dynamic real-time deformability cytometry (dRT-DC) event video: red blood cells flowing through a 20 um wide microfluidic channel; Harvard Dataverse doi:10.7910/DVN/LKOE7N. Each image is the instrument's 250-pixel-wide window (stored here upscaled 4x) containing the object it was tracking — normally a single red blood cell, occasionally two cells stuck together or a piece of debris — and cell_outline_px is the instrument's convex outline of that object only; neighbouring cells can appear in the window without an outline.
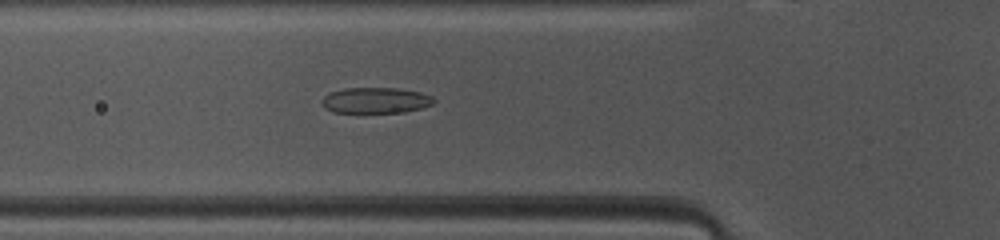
{"species": "common noctule bat (a hibernating species)", "species_latin": "Nyctalus noctula", "temperature_condition": "warm", "stored_images_in_passage": 46, "camera_frame_rate_fps": 3000, "um_per_image_px": 0.085, "animal": {"sex": "female", "body_mass_g": 10.0, "forearm_length_mm": 53.1}, "frame": {"image": 1, "passage_image": 14, "time_ms": 4.333, "image_size_px": [1000, 240], "cell_outline_px": [[436, 100], [432, 104], [420, 108], [404, 112], [332, 112], [324, 108], [320, 100], [328, 92], [344, 88], [396, 88], [420, 92], [432, 96]], "centroid_in_image_um": [31.88, 8.52], "position_along_channel_um": 93.9, "area_um2": 16.88}}
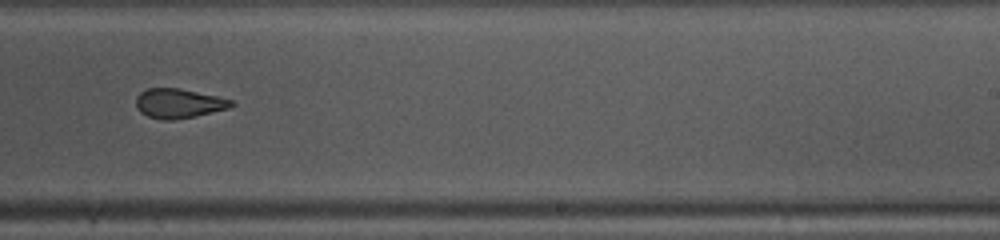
{"frame": {"image": 2, "passage_image": 27, "time_ms": 8.667, "image_size_px": [1000, 240], "cell_outline_px": [[236, 104], [228, 108], [196, 116], [176, 120], [164, 120], [148, 116], [140, 112], [136, 108], [136, 96], [140, 92], [148, 88], [180, 88], [216, 96], [232, 100]], "centroid_in_image_um": [15.17, 8.79], "position_along_channel_um": 273.8, "area_um2": 16.42}}
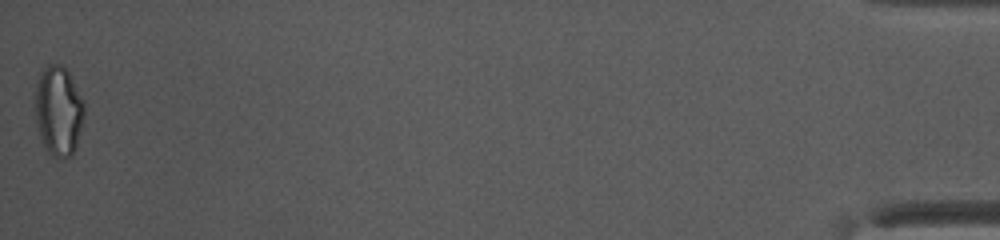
{"frame": {"image": 3, "passage_image": 46, "time_ms": 15.0, "image_size_px": [1000, 240], "cell_outline_px": [[84, 112], [76, 148], [72, 156], [52, 156], [44, 148], [36, 124], [36, 88], [40, 72], [48, 64], [64, 64], [84, 100]], "centroid_in_image_um": [4.98, 9.4], "position_along_channel_um": 430.2, "area_um2": 25.61}, "authors_computed_cell_mechanics": {"area_um2": 18.0625, "velocity_mm_per_s": 4.1434, "shape_relaxation_time_tau1_ms": 3.7544, "shape_relaxation_time_tau2_ms": 1.5477, "deformation_change_tau1": 0.1312, "deformation_change_tau2": 0.0831}}